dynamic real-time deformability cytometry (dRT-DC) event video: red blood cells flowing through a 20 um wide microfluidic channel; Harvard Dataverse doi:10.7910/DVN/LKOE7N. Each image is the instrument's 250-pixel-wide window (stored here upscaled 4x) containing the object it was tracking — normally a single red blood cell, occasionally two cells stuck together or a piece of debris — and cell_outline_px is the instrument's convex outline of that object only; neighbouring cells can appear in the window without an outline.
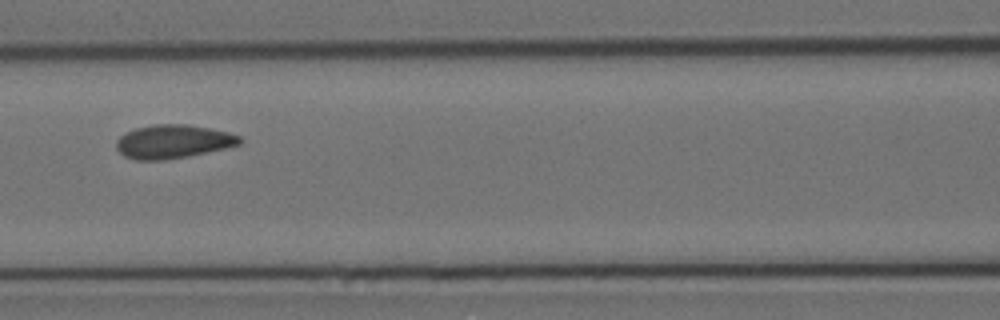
{"species": "Egyptian fruit bat (a non-hibernating species)", "species_latin": "Rousettus aegyptiacus", "temperature_condition": "cold", "stored_images_in_passage": 16, "segment_of_instrument_passage": [1, 2], "camera_frame_rate_fps": 3000, "um_per_image_px": 0.085, "animal": {"sex": "female"}, "frame": {"image": 1, "passage_image": 6, "time_ms": 5.667, "image_size_px": [1000, 320], "cell_outline_px": [[244, 140], [240, 144], [224, 148], [188, 156], [160, 160], [136, 160], [124, 156], [116, 148], [116, 140], [120, 136], [136, 128], [152, 124], [188, 124], [228, 132], [240, 136]], "centroid_in_image_um": [14.7, 12.03], "position_along_channel_um": 151.9, "area_um2": 24.04}}
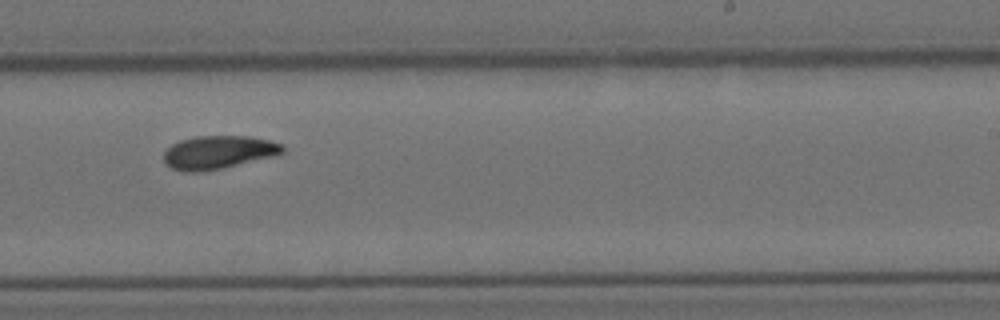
{"frame": {"image": 2, "passage_image": 9, "time_ms": 11.333, "image_size_px": [1000, 320], "cell_outline_px": [[284, 152], [276, 156], [224, 168], [200, 172], [184, 172], [172, 168], [164, 160], [164, 152], [172, 144], [180, 140], [196, 136], [248, 136], [268, 140], [280, 144], [284, 148]], "centroid_in_image_um": [18.57, 12.95], "position_along_channel_um": 270.4, "area_um2": 23.06}}
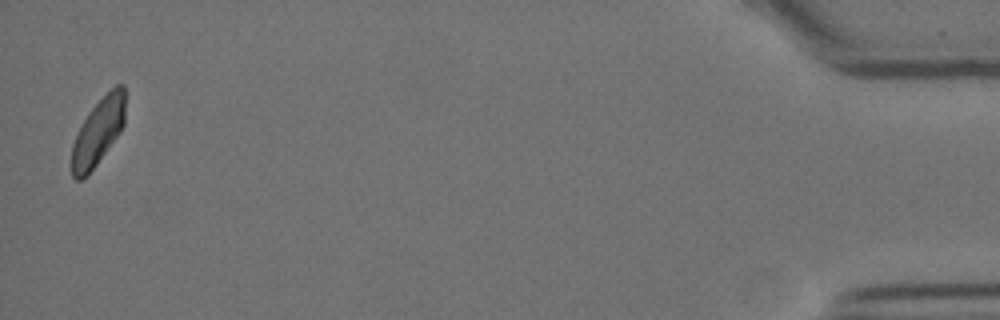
{"frame": {"image": 3, "passage_image": 15, "time_ms": 18.333, "image_size_px": [1000, 320], "cell_outline_px": [[124, 124], [120, 132], [96, 164], [80, 180], [76, 180], [72, 176], [72, 144], [80, 124], [92, 108], [116, 84], [124, 84]], "centroid_in_image_um": [8.33, 11.18], "position_along_channel_um": 426.9, "area_um2": 20.29}}